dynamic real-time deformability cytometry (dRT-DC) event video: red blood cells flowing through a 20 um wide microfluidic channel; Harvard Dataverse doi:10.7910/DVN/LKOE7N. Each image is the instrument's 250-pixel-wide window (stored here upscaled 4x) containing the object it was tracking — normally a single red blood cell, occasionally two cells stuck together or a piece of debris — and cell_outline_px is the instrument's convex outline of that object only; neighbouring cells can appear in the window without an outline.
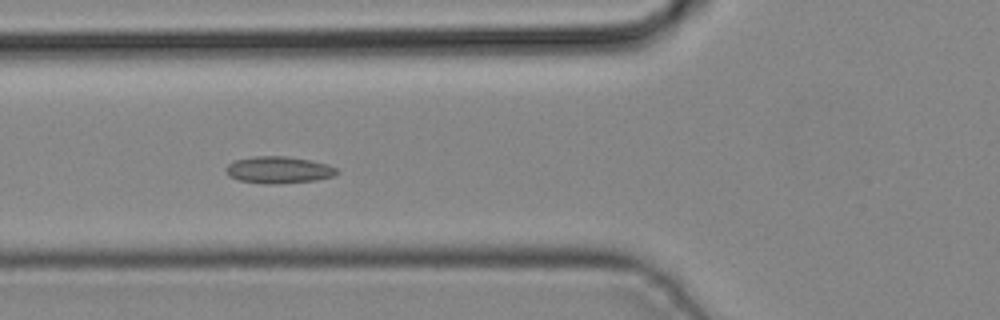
{"species": "common noctule bat (a hibernating species)", "species_latin": "Nyctalus noctula", "temperature_condition": "cold", "stored_images_in_passage": 22, "camera_frame_rate_fps": 3000, "um_per_image_px": 0.085, "animal": {"sex": "male", "body_mass_g": 19.2, "forearm_length_mm": 51.8}, "frame": {"image": 1, "passage_image": 6, "time_ms": 1.667, "image_size_px": [1000, 320], "cell_outline_px": [[340, 172], [332, 176], [316, 180], [276, 184], [264, 184], [240, 180], [228, 176], [224, 168], [228, 164], [236, 160], [252, 156], [288, 156], [312, 160], [328, 164], [336, 168]], "centroid_in_image_um": [23.68, 14.43], "position_along_channel_um": 102.1, "area_um2": 17.51}}
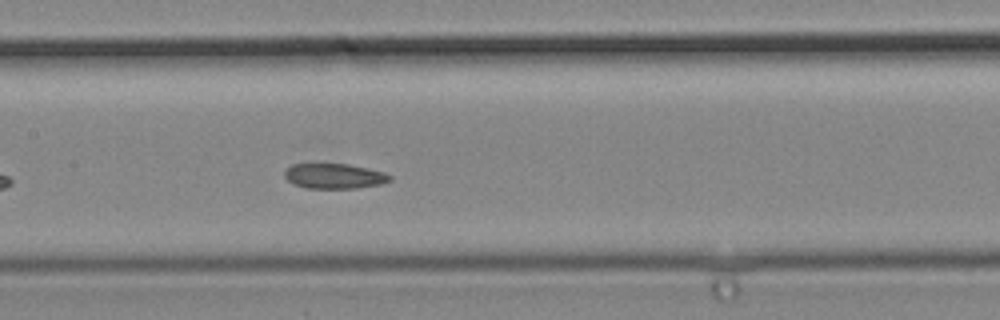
{"frame": {"image": 2, "passage_image": 11, "time_ms": 3.333, "image_size_px": [1000, 320], "cell_outline_px": [[392, 180], [380, 184], [356, 188], [308, 188], [296, 184], [288, 180], [284, 176], [284, 172], [292, 164], [348, 164], [384, 172], [392, 176]], "centroid_in_image_um": [28.44, 14.96], "position_along_channel_um": 179.0, "area_um2": 15.2}}
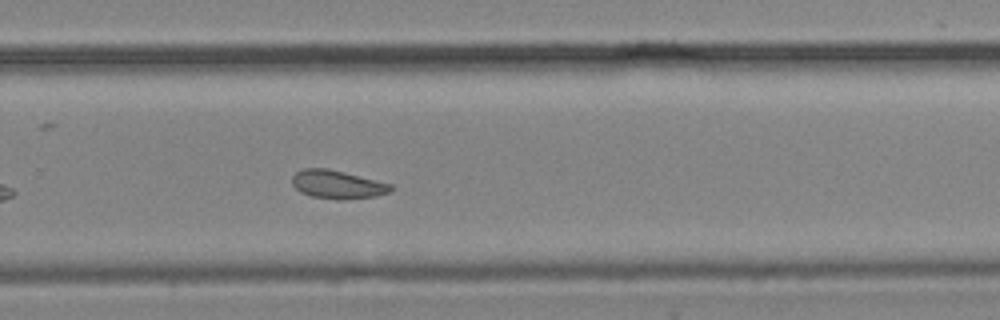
{"frame": {"image": 3, "passage_image": 19, "time_ms": 6.0, "image_size_px": [1000, 320], "cell_outline_px": [[392, 188], [388, 192], [376, 196], [336, 200], [312, 196], [300, 192], [292, 184], [292, 176], [296, 172], [304, 168], [328, 168], [392, 184]], "centroid_in_image_um": [28.65, 15.67], "position_along_channel_um": 301.2, "area_um2": 16.18}}